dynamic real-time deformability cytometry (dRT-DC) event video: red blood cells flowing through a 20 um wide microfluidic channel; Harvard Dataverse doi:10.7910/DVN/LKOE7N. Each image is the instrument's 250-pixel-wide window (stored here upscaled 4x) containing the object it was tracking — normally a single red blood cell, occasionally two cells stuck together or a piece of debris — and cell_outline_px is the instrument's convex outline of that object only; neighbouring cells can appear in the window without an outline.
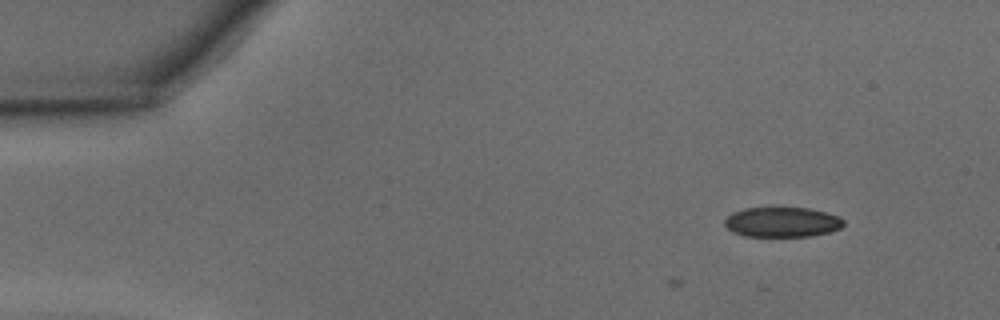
{"species": "common noctule bat (a hibernating species)", "species_latin": "Nyctalus noctula", "temperature_condition": "warm", "stored_images_in_passage": 3, "camera_frame_rate_fps": 3000, "um_per_image_px": 0.085, "animal": {"sex": "male", "body_mass_g": 15.6}, "frame": {"image": 1, "passage_image": 1, "time_ms": 0.0, "image_size_px": [1000, 320], "cell_outline_px": [[844, 224], [840, 228], [828, 232], [812, 236], [744, 236], [732, 232], [724, 224], [724, 220], [732, 212], [744, 208], [808, 208], [828, 212], [840, 216], [844, 220]], "centroid_in_image_um": [66.49, 18.87], "position_along_channel_um": 18.5, "area_um2": 20.87}}